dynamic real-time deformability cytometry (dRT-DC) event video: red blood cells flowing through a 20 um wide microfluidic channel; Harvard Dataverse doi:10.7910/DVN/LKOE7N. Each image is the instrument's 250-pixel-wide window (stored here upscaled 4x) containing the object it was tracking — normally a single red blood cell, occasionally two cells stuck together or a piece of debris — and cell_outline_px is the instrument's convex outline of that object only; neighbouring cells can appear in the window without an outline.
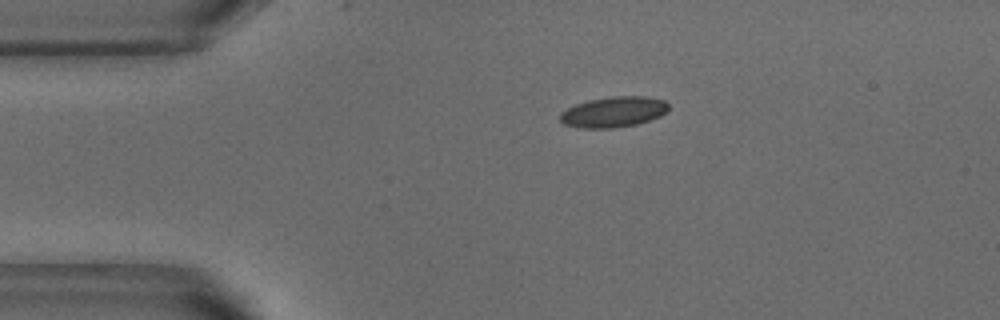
{"species": "common noctule bat (a hibernating species)", "species_latin": "Nyctalus noctula", "temperature_condition": "warm", "stored_images_in_passage": 43, "camera_frame_rate_fps": 3000, "um_per_image_px": 0.085, "animal": {"sex": "male", "body_mass_g": 18.8}, "frame": {"image": 1, "passage_image": 1, "time_ms": 0.0, "image_size_px": [1000, 320], "cell_outline_px": [[668, 108], [660, 116], [636, 124], [612, 128], [580, 128], [564, 124], [560, 120], [560, 112], [576, 104], [588, 100], [612, 96], [644, 96], [664, 100], [668, 104]], "centroid_in_image_um": [52.12, 9.51], "position_along_channel_um": 32.9, "area_um2": 19.19}}
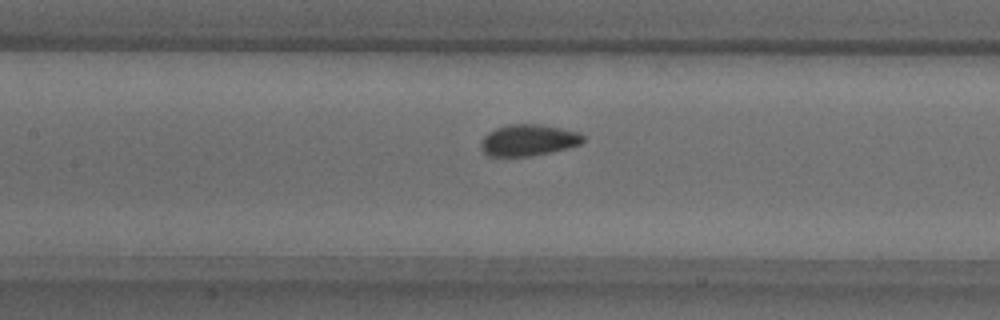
{"frame": {"image": 2, "passage_image": 14, "time_ms": 4.333, "image_size_px": [1000, 320], "cell_outline_px": [[584, 140], [580, 144], [568, 148], [532, 156], [488, 156], [484, 152], [480, 144], [484, 136], [488, 132], [496, 128], [508, 124], [536, 124], [560, 128], [576, 132], [584, 136]], "centroid_in_image_um": [44.89, 11.92], "position_along_channel_um": 162.5, "area_um2": 18.55}}
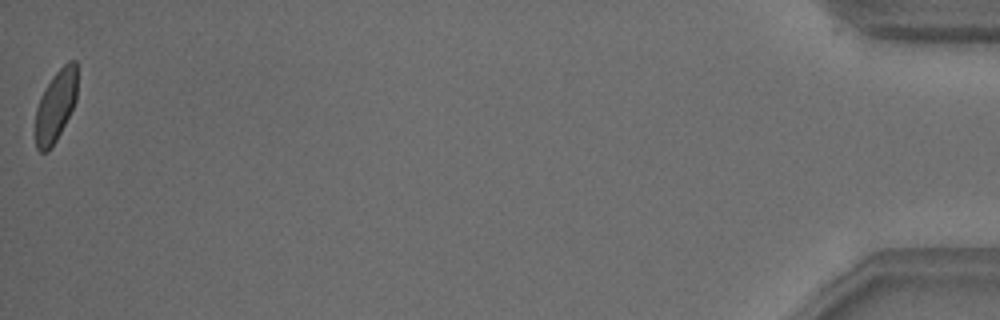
{"frame": {"image": 3, "passage_image": 43, "time_ms": 14.0, "image_size_px": [1000, 320], "cell_outline_px": [[76, 100], [56, 140], [48, 152], [40, 152], [36, 148], [36, 108], [40, 96], [44, 88], [52, 76], [68, 60], [76, 60]], "centroid_in_image_um": [4.71, 8.98], "position_along_channel_um": 430.5, "area_um2": 17.22}, "authors_computed_cell_mechanics": {"area_um2": 18.496, "velocity_mm_per_s": 3.8191, "shape_relaxation_time_tau1_ms": 3.1572, "shape_relaxation_time_tau2_ms": 1.002, "deformation_change_tau1": 0.0998, "deformation_change_tau2": 0.0536}}